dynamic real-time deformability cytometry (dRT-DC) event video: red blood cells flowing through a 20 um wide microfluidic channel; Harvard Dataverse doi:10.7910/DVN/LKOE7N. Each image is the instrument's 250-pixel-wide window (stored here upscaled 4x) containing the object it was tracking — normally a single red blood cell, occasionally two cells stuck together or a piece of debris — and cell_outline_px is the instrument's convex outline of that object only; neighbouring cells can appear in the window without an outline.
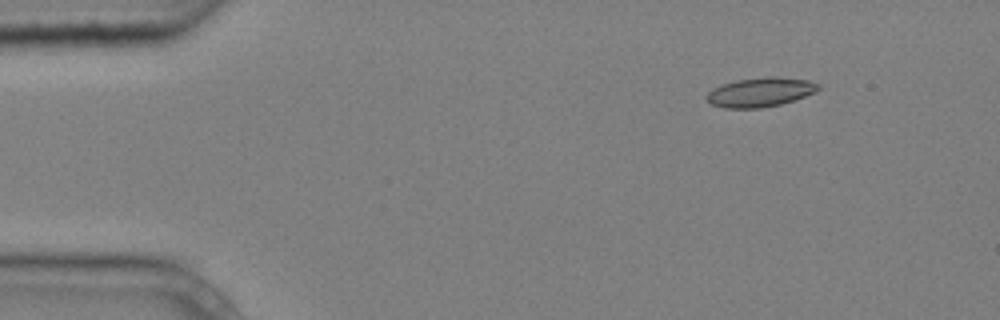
{"species": "common noctule bat (a hibernating species)", "species_latin": "Nyctalus noctula", "temperature_condition": "cold", "stored_images_in_passage": 4, "camera_frame_rate_fps": 3000, "um_per_image_px": 0.085, "animal": {"sex": "male", "body_mass_g": 20.4}, "frame": {"image": 1, "passage_image": 2, "time_ms": 0.333, "image_size_px": [1000, 320], "cell_outline_px": [[820, 88], [816, 92], [780, 104], [760, 108], [724, 108], [712, 104], [704, 96], [712, 88], [720, 84], [736, 80], [768, 76], [776, 76], [808, 80], [820, 84]], "centroid_in_image_um": [64.6, 7.82], "position_along_channel_um": 20.4, "area_um2": 19.13}}
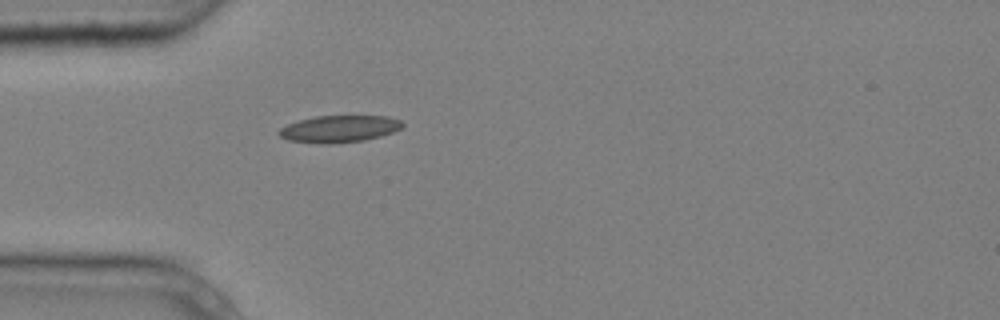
{"frame": {"image": 2, "passage_image": 4, "time_ms": 1.0, "image_size_px": [1000, 320], "cell_outline_px": [[404, 128], [380, 136], [364, 140], [332, 144], [320, 144], [288, 140], [280, 136], [276, 132], [280, 128], [288, 124], [300, 120], [316, 116], [388, 116], [400, 120], [404, 124]], "centroid_in_image_um": [28.84, 10.96], "position_along_channel_um": 56.2, "area_um2": 19.48}}